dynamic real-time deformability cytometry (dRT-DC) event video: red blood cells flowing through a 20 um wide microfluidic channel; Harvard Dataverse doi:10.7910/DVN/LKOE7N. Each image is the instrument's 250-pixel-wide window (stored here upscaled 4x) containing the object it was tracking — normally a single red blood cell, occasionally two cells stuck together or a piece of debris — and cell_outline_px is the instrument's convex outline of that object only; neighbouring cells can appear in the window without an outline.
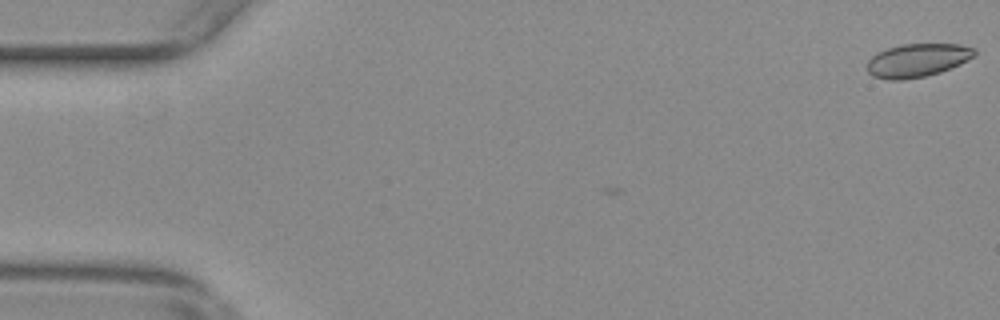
{"species": "common noctule bat (a hibernating species)", "species_latin": "Nyctalus noctula", "temperature_condition": "warm", "stored_images_in_passage": 2, "camera_frame_rate_fps": 3000, "um_per_image_px": 0.085, "animal": {"sex": "female", "body_mass_g": 29.2, "forearm_length_mm": 56.3}, "frame": {"image": 1, "passage_image": 2, "time_ms": 0.333, "image_size_px": [1000, 320], "cell_outline_px": [[976, 56], [960, 64], [940, 72], [924, 76], [900, 80], [888, 80], [872, 76], [868, 72], [868, 60], [876, 52], [900, 44], [960, 44], [976, 48]], "centroid_in_image_um": [77.99, 5.11], "position_along_channel_um": 7.0, "area_um2": 20.98}}